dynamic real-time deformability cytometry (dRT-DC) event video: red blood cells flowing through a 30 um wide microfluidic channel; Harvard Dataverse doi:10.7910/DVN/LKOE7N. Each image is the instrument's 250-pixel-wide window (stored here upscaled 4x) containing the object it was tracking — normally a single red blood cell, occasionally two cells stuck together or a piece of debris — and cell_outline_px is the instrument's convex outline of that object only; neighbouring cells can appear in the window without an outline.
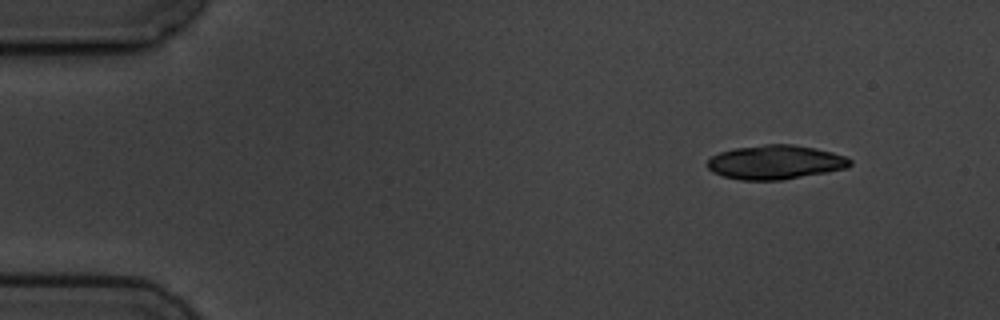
{"species": "common noctule bat (a hibernating species)", "species_latin": "Nyctalus noctula", "temperature_condition": "cold", "stored_images_in_passage": 2, "camera_frame_rate_fps": 3000, "um_per_image_px": 0.085, "animal": {"sex": "male", "body_mass_g": 19.5, "forearm_length_mm": 54.6}, "frame": {"image": 1, "passage_image": 1, "time_ms": 0.0, "image_size_px": [1000, 320], "cell_outline_px": [[852, 164], [848, 168], [828, 172], [784, 180], [740, 180], [724, 176], [712, 172], [708, 168], [708, 160], [712, 156], [720, 152], [736, 148], [764, 144], [792, 144], [832, 152], [844, 156], [852, 160]], "centroid_in_image_um": [65.92, 13.8], "position_along_channel_um": 19.1, "area_um2": 28.38}}